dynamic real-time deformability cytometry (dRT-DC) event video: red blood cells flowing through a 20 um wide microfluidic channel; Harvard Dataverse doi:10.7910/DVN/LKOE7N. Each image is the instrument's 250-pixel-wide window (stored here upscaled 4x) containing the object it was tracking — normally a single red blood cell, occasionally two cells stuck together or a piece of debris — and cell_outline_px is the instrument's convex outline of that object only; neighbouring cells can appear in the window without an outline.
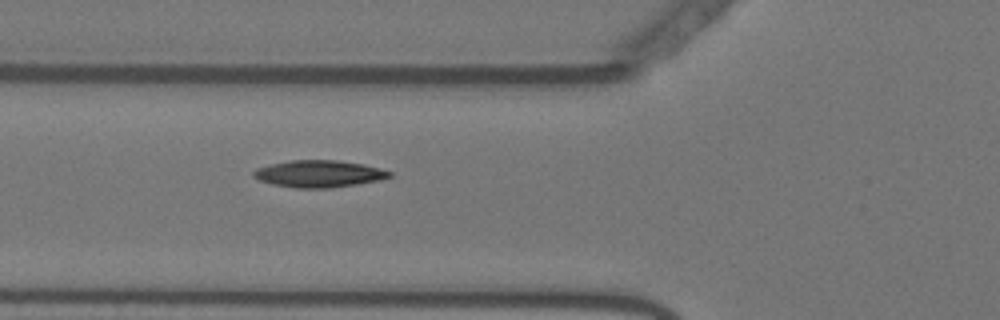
{"species": "Egyptian fruit bat (a non-hibernating species)", "species_latin": "Rousettus aegyptiacus", "temperature_condition": "warm", "stored_images_in_passage": 56, "camera_frame_rate_fps": 3000, "um_per_image_px": 0.085, "animal": {"sex": "female"}, "frame": {"image": 1, "passage_image": 21, "time_ms": 6.667, "image_size_px": [1000, 320], "cell_outline_px": [[392, 176], [380, 180], [332, 188], [296, 188], [272, 184], [260, 180], [252, 176], [252, 172], [256, 168], [268, 164], [292, 160], [336, 160], [364, 164], [380, 168], [392, 172]], "centroid_in_image_um": [27.1, 14.77], "position_along_channel_um": 98.7, "area_um2": 21.5}}
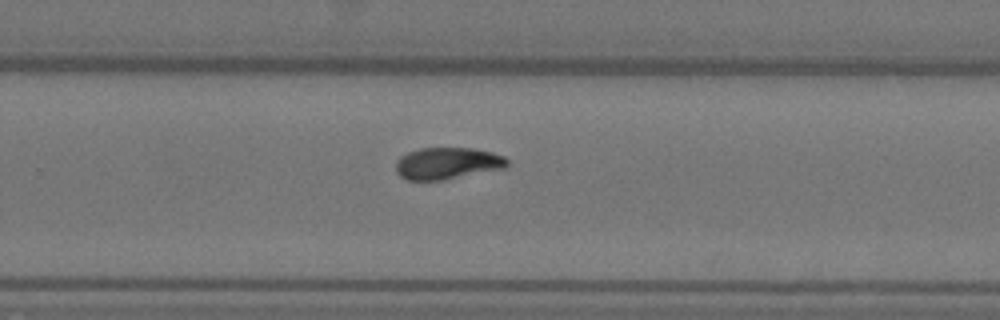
{"frame": {"image": 2, "passage_image": 37, "time_ms": 12.0, "image_size_px": [1000, 320], "cell_outline_px": [[508, 168], [440, 180], [408, 180], [400, 176], [396, 172], [396, 160], [400, 156], [408, 152], [420, 148], [472, 148], [492, 152], [504, 156], [508, 160]], "centroid_in_image_um": [38.04, 13.88], "position_along_channel_um": 291.8, "area_um2": 20.75}}
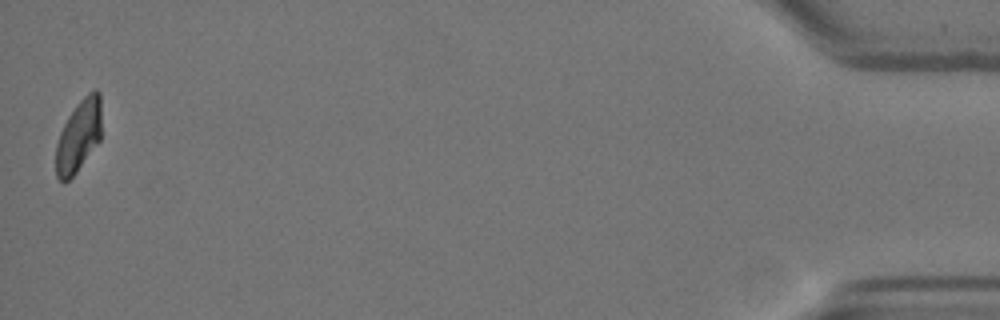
{"frame": {"image": 3, "passage_image": 56, "time_ms": 18.333, "image_size_px": [1000, 320], "cell_outline_px": [[100, 140], [76, 172], [64, 184], [56, 176], [56, 144], [60, 132], [68, 116], [76, 104], [88, 92], [96, 88], [100, 92]], "centroid_in_image_um": [6.67, 11.54], "position_along_channel_um": 428.5, "area_um2": 19.07}, "authors_computed_cell_mechanics": {"area_um2": 20.6924, "velocity_mm_per_s": 3.6318, "shape_relaxation_time_tau1_ms": 6.3639, "shape_relaxation_time_tau2_ms": 2.208, "deformation_change_tau1": 0.1805, "deformation_change_tau2": 0.0676}}